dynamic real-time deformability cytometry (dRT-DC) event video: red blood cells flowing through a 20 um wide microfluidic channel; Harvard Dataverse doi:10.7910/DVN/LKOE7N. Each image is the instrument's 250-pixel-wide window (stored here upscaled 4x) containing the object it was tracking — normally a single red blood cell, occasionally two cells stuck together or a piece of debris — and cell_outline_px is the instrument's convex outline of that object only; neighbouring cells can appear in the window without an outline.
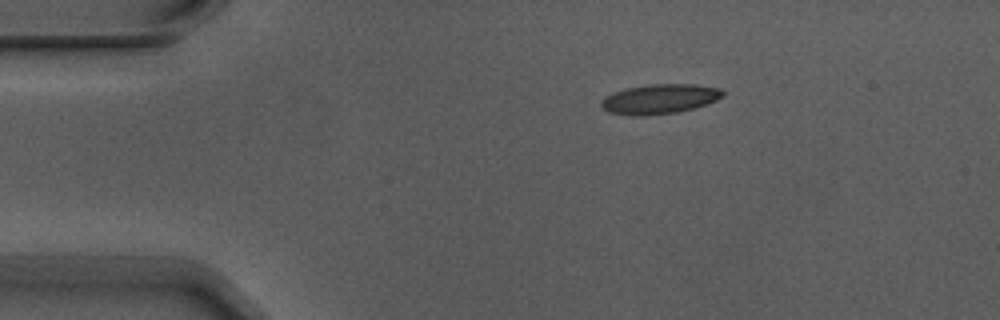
{"species": "Egyptian fruit bat (a non-hibernating species)", "species_latin": "Rousettus aegyptiacus", "temperature_condition": "warm", "stored_images_in_passage": 3, "camera_frame_rate_fps": 3000, "um_per_image_px": 0.085, "animal": {"sex": "male"}, "frame": {"image": 1, "passage_image": 1, "time_ms": 0.0, "image_size_px": [1000, 320], "cell_outline_px": [[724, 96], [716, 100], [692, 108], [676, 112], [644, 116], [636, 116], [608, 112], [600, 104], [612, 92], [624, 88], [648, 84], [692, 84], [720, 88], [724, 92]], "centroid_in_image_um": [56.06, 8.4], "position_along_channel_um": 28.9, "area_um2": 20.87}}
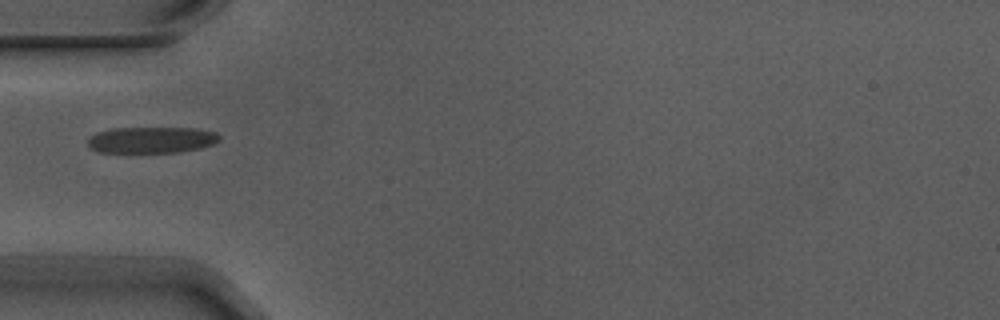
{"frame": {"image": 2, "passage_image": 3, "time_ms": 0.667, "image_size_px": [1000, 320], "cell_outline_px": [[220, 140], [212, 144], [200, 148], [180, 152], [100, 152], [92, 148], [88, 144], [88, 140], [96, 132], [112, 128], [196, 128], [216, 132], [220, 136]], "centroid_in_image_um": [12.91, 11.88], "position_along_channel_um": 72.1, "area_um2": 20.06}}